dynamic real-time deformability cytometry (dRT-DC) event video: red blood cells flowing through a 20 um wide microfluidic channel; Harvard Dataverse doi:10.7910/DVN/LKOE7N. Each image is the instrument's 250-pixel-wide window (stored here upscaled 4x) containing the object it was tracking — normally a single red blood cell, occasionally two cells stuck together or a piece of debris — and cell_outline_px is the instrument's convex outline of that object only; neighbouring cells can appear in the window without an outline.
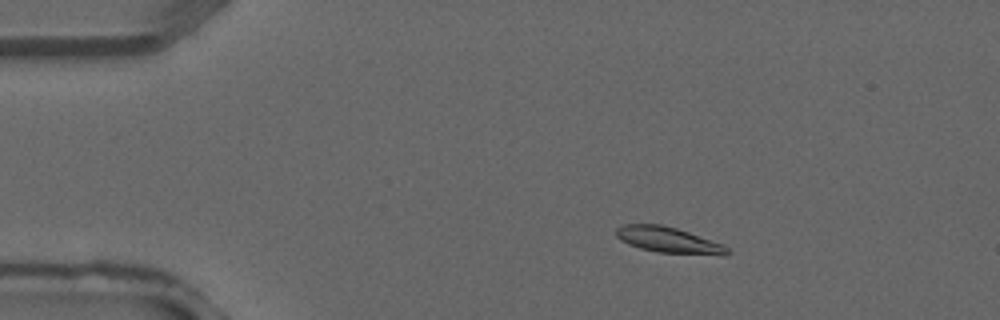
{"species": "common noctule bat (a hibernating species)", "species_latin": "Nyctalus noctula", "temperature_condition": "warm", "stored_images_in_passage": 2, "camera_frame_rate_fps": 3000, "um_per_image_px": 0.085, "animal": {"sex": "male", "forearm_length_mm": 52.5}, "frame": {"image": 1, "passage_image": 1, "time_ms": 0.0, "image_size_px": [1000, 320], "cell_outline_px": [[732, 252], [724, 256], [656, 252], [640, 248], [628, 244], [620, 240], [616, 236], [616, 228], [624, 224], [660, 224], [676, 228], [688, 232], [720, 244], [728, 248]], "centroid_in_image_um": [56.81, 20.41], "position_along_channel_um": 28.2, "area_um2": 16.7}}
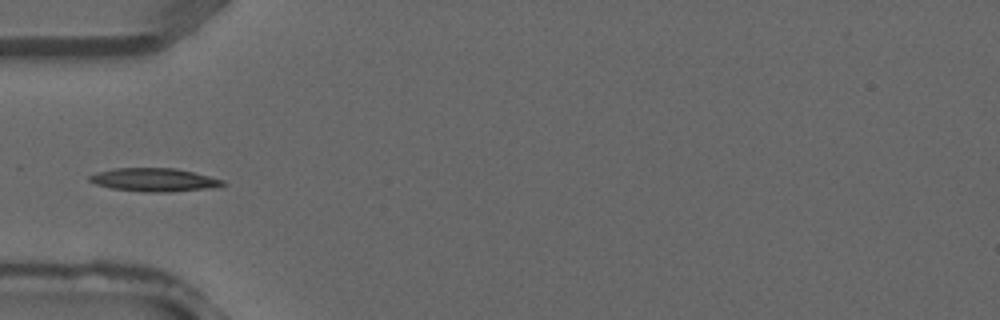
{"frame": {"image": 2, "passage_image": 2, "time_ms": 0.333, "image_size_px": [1000, 320], "cell_outline_px": [[224, 184], [204, 188], [168, 192], [144, 192], [112, 188], [96, 184], [88, 180], [88, 176], [96, 172], [116, 168], [176, 168], [224, 180]], "centroid_in_image_um": [13.01, 15.27], "position_along_channel_um": 72.0, "area_um2": 17.74}}